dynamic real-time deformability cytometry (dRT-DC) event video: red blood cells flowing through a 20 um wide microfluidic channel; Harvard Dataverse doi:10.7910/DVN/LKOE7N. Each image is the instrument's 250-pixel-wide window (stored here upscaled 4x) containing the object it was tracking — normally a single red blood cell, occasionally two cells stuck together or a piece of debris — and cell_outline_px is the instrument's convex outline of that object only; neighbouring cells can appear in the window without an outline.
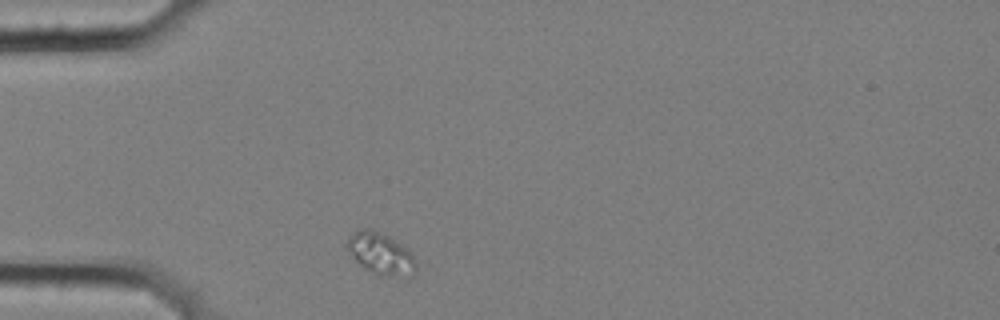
{"species": "common noctule bat (a hibernating species)", "species_latin": "Nyctalus noctula", "temperature_condition": "cold", "stored_images_in_passage": 1, "camera_frame_rate_fps": 3000, "um_per_image_px": 0.085, "animal": {"sex": "female", "body_mass_g": 25.1}, "frame": {"image": 1, "passage_image": 1, "time_ms": 0.0, "image_size_px": [1000, 320], "cell_outline_px": [[416, 272], [388, 276], [380, 276], [360, 264], [344, 248], [344, 244], [348, 236], [360, 228], [372, 228], [388, 236], [412, 252], [416, 260]], "centroid_in_image_um": [32.3, 21.5], "position_along_channel_um": 52.7, "area_um2": 16.65}}